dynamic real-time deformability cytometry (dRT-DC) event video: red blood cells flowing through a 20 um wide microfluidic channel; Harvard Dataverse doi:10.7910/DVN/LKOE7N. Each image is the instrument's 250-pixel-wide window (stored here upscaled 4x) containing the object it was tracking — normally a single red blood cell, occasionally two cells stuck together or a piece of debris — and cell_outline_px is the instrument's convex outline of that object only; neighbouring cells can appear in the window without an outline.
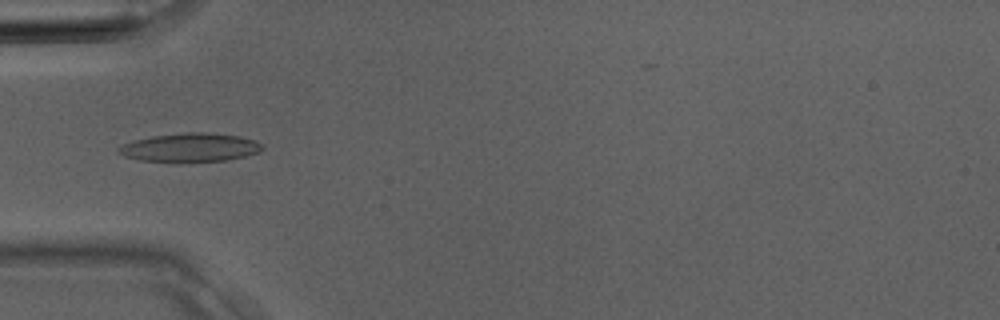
{"species": "Egyptian fruit bat (a non-hibernating species)", "species_latin": "Rousettus aegyptiacus", "temperature_condition": "room temperature", "stored_images_in_passage": 3, "camera_frame_rate_fps": 3000, "um_per_image_px": 0.085, "animal": {"sex": "male"}, "frame": {"image": 1, "passage_image": 3, "time_ms": 0.667, "image_size_px": [1000, 320], "cell_outline_px": [[264, 148], [260, 152], [228, 160], [180, 164], [176, 164], [140, 160], [124, 156], [116, 152], [116, 148], [124, 144], [136, 140], [152, 136], [184, 132], [208, 132], [240, 136], [256, 140], [264, 144]], "centroid_in_image_um": [16.17, 12.57], "position_along_channel_um": 68.8, "area_um2": 24.91}}